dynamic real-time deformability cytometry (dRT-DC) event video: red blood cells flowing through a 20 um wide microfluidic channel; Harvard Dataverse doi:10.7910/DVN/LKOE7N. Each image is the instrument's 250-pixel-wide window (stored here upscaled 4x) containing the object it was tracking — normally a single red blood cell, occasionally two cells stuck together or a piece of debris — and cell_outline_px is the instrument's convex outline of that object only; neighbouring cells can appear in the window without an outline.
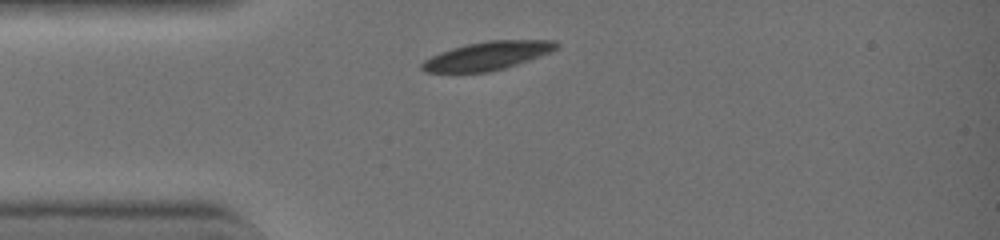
{"species": "common noctule bat (a hibernating species)", "species_latin": "Nyctalus noctula", "temperature_condition": "warm", "stored_images_in_passage": 29, "camera_frame_rate_fps": 3000, "um_per_image_px": 0.085, "animal": {"sex": "female", "body_mass_g": 19.0, "forearm_length_mm": 51.5}, "frame": {"image": 1, "passage_image": 1, "time_ms": 0.0, "image_size_px": [1000, 240], "cell_outline_px": [[560, 44], [552, 52], [504, 68], [488, 72], [424, 72], [420, 68], [420, 64], [424, 60], [440, 52], [452, 48], [468, 44], [488, 40], [556, 40]], "centroid_in_image_um": [41.43, 4.74], "position_along_channel_um": 43.6, "area_um2": 22.14}}
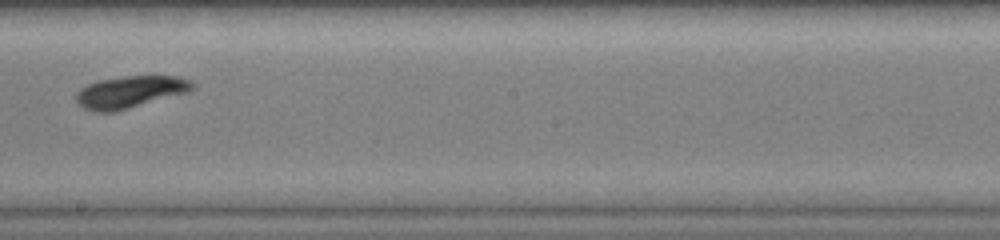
{"frame": {"image": 2, "passage_image": 15, "time_ms": 4.667, "image_size_px": [1000, 240], "cell_outline_px": [[196, 88], [188, 92], [128, 108], [112, 112], [96, 112], [84, 108], [76, 100], [76, 92], [80, 88], [88, 84], [100, 80], [124, 76], [176, 76], [192, 80], [196, 84]], "centroid_in_image_um": [11.09, 7.8], "position_along_channel_um": 237.1, "area_um2": 21.62}}
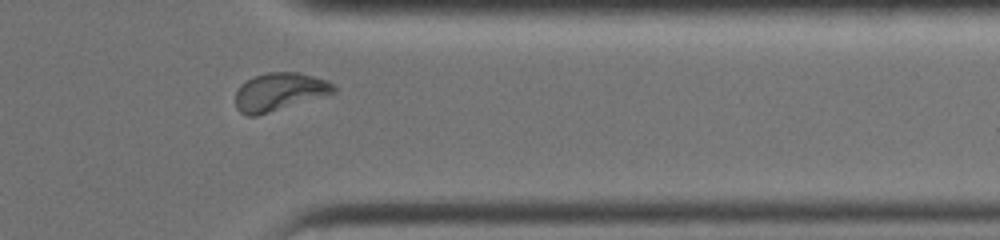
{"frame": {"image": 3, "passage_image": 25, "time_ms": 8.0, "image_size_px": [1000, 240], "cell_outline_px": [[336, 92], [256, 116], [248, 116], [240, 112], [236, 108], [236, 92], [240, 84], [256, 76], [268, 72], [300, 72], [328, 80], [336, 88]], "centroid_in_image_um": [23.74, 7.79], "position_along_channel_um": 387.7, "area_um2": 21.5}, "authors_computed_cell_mechanics": {"area_um2": 22.1952, "velocity_mm_per_s": 4.4863, "shape_relaxation_time_tau1_ms": 2.4468, "shape_relaxation_time_tau2_ms": 3.1198, "deformation_change_tau1": 0.1199, "deformation_change_tau2": 0.081}}